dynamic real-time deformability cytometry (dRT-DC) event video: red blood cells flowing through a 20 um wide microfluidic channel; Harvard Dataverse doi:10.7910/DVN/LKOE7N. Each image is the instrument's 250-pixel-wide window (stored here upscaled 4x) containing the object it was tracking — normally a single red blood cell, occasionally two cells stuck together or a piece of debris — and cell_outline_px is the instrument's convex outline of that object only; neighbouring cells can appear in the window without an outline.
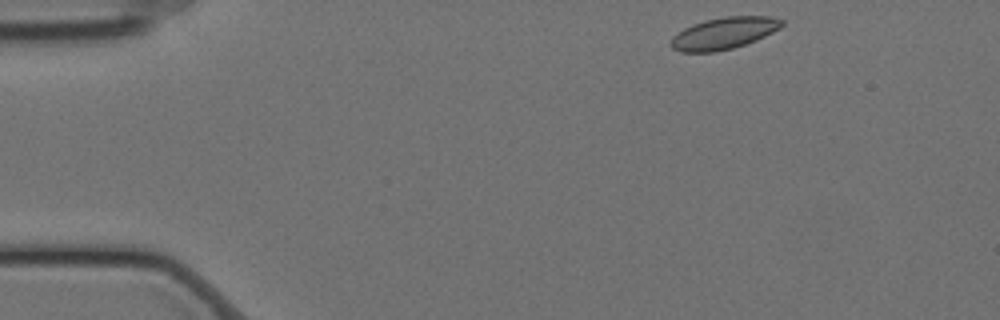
{"species": "Egyptian fruit bat (a non-hibernating species)", "species_latin": "Rousettus aegyptiacus", "temperature_condition": "cold", "stored_images_in_passage": 51, "camera_frame_rate_fps": 3000, "um_per_image_px": 0.085, "animal": {"sex": "female"}, "frame": {"image": 1, "passage_image": 1, "time_ms": 0.0, "image_size_px": [1000, 320], "cell_outline_px": [[784, 24], [780, 28], [756, 40], [732, 48], [716, 52], [680, 52], [672, 48], [668, 44], [672, 36], [684, 28], [692, 24], [704, 20], [728, 16], [768, 16], [784, 20]], "centroid_in_image_um": [61.49, 2.83], "position_along_channel_um": 23.5, "area_um2": 20.63}}
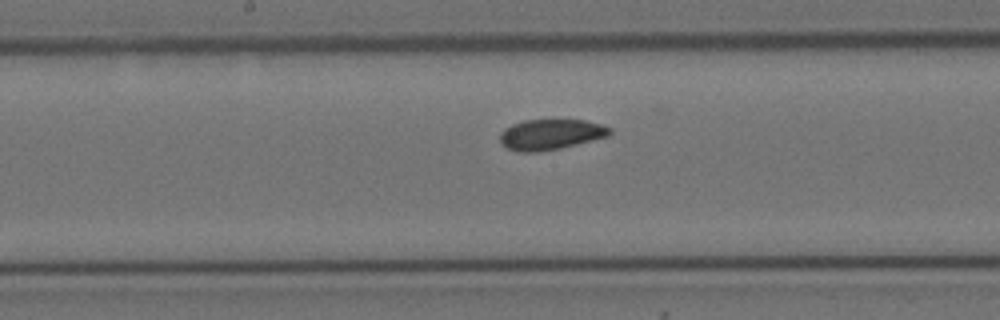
{"frame": {"image": 2, "passage_image": 23, "time_ms": 7.333, "image_size_px": [1000, 320], "cell_outline_px": [[612, 132], [608, 136], [560, 148], [536, 152], [516, 152], [500, 144], [500, 132], [504, 128], [512, 124], [524, 120], [584, 120], [600, 124], [612, 128]], "centroid_in_image_um": [46.77, 11.43], "position_along_channel_um": 201.4, "area_um2": 19.54}}
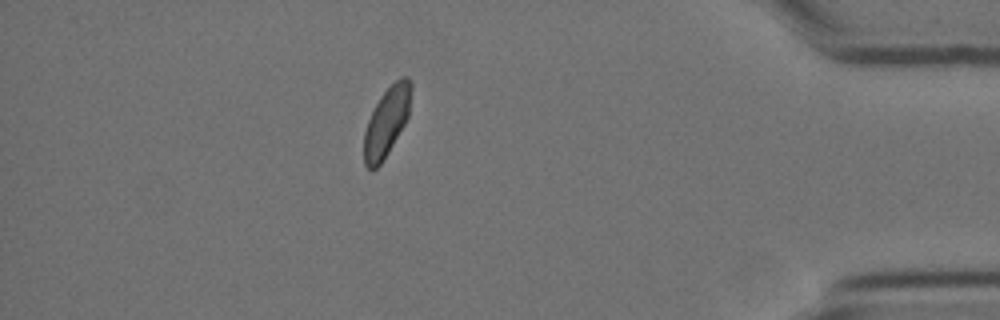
{"frame": {"image": 3, "passage_image": 44, "time_ms": 14.333, "image_size_px": [1000, 320], "cell_outline_px": [[412, 88], [408, 116], [404, 124], [388, 152], [380, 164], [372, 172], [364, 164], [364, 132], [368, 120], [380, 96], [400, 76], [408, 76], [412, 84]], "centroid_in_image_um": [32.87, 10.33], "position_along_channel_um": 402.3, "area_um2": 18.79}, "authors_computed_cell_mechanics": {"area_um2": 19.941, "velocity_mm_per_s": 3.4699, "shape_relaxation_time_tau1_ms": null, "shape_relaxation_time_tau2_ms": 2.9457, "deformation_change_tau1": null, "deformation_change_tau2": 0.0641}}